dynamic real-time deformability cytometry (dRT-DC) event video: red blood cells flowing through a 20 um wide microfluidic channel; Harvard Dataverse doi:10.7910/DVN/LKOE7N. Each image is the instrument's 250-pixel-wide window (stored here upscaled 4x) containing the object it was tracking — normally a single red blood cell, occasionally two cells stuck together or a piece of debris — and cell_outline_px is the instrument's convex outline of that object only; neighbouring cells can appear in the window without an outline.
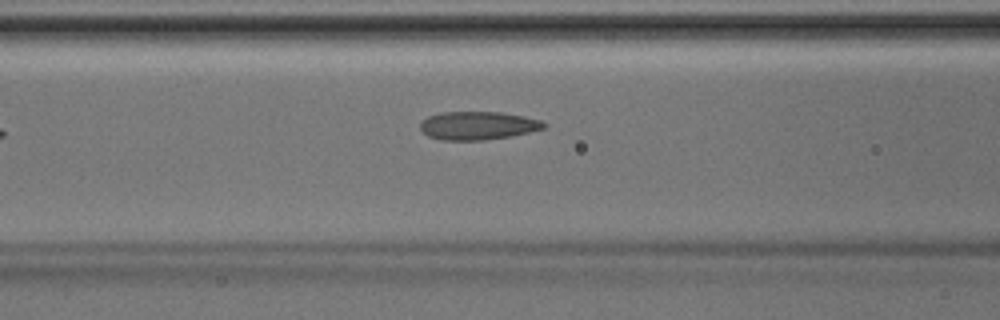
{"species": "Egyptian fruit bat (a non-hibernating species)", "species_latin": "Rousettus aegyptiacus", "temperature_condition": "room temperature", "stored_images_in_passage": 27, "camera_frame_rate_fps": 3000, "um_per_image_px": 0.085, "animal": {"sex": "male"}, "frame": {"image": 1, "passage_image": 5, "time_ms": 1.333, "image_size_px": [1000, 320], "cell_outline_px": [[548, 124], [544, 128], [512, 136], [484, 140], [440, 140], [428, 136], [420, 128], [420, 120], [428, 116], [440, 112], [500, 112], [524, 116], [540, 120]], "centroid_in_image_um": [40.59, 10.67], "position_along_channel_um": 126.0, "area_um2": 20.46}}
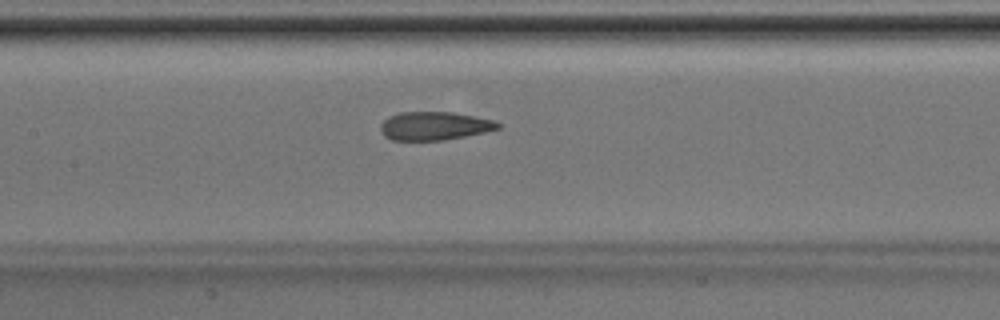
{"frame": {"image": 2, "passage_image": 8, "time_ms": 2.333, "image_size_px": [1000, 320], "cell_outline_px": [[500, 128], [484, 132], [464, 136], [440, 140], [392, 140], [384, 136], [380, 132], [380, 124], [388, 116], [400, 112], [452, 112], [492, 120], [500, 124]], "centroid_in_image_um": [36.86, 10.7], "position_along_channel_um": 170.5, "area_um2": 19.25}}
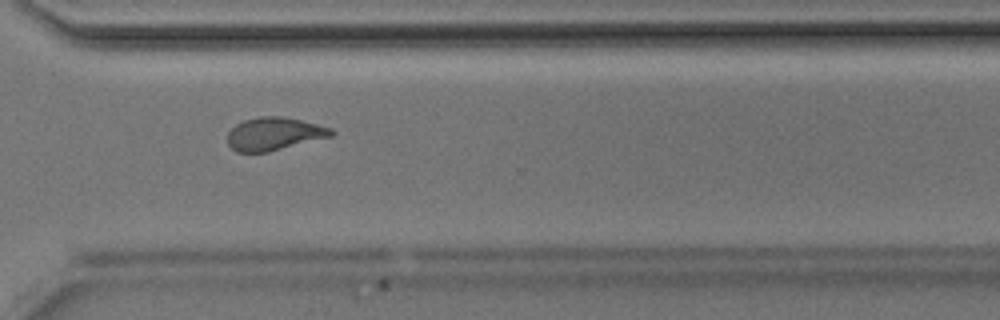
{"frame": {"image": 3, "passage_image": 20, "time_ms": 6.333, "image_size_px": [1000, 320], "cell_outline_px": [[336, 132], [332, 136], [268, 152], [236, 152], [228, 144], [228, 132], [236, 124], [244, 120], [260, 116], [280, 116], [300, 120], [332, 128]], "centroid_in_image_um": [23.3, 11.38], "position_along_channel_um": 347.3, "area_um2": 19.83}}